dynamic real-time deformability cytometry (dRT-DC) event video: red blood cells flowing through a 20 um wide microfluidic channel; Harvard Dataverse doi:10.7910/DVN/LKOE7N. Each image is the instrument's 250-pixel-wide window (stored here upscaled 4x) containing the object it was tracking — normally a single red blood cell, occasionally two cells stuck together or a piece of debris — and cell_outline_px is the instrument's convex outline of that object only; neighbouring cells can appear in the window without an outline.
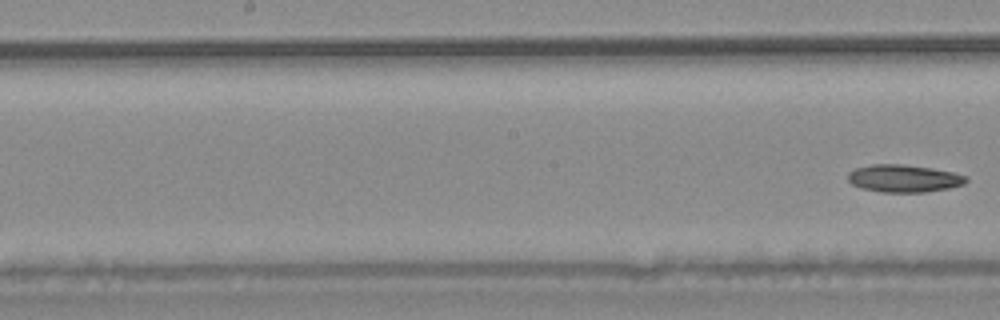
{"species": "common noctule bat (a hibernating species)", "species_latin": "Nyctalus noctula", "temperature_condition": "warm", "stored_images_in_passage": 7, "segment_of_instrument_passage": [2, 2], "camera_frame_rate_fps": 3000, "um_per_image_px": 0.085, "animal": {"sex": "male", "body_mass_g": 20.4}, "frame": {"image": 1, "passage_image": 7, "time_ms": 8.0, "image_size_px": [1000, 320], "cell_outline_px": [[968, 180], [964, 184], [948, 188], [924, 192], [880, 192], [860, 188], [852, 184], [848, 180], [848, 172], [856, 168], [872, 164], [904, 164], [932, 168], [952, 172], [968, 176]], "centroid_in_image_um": [76.82, 15.16], "position_along_channel_um": 171.4, "area_um2": 19.02}}